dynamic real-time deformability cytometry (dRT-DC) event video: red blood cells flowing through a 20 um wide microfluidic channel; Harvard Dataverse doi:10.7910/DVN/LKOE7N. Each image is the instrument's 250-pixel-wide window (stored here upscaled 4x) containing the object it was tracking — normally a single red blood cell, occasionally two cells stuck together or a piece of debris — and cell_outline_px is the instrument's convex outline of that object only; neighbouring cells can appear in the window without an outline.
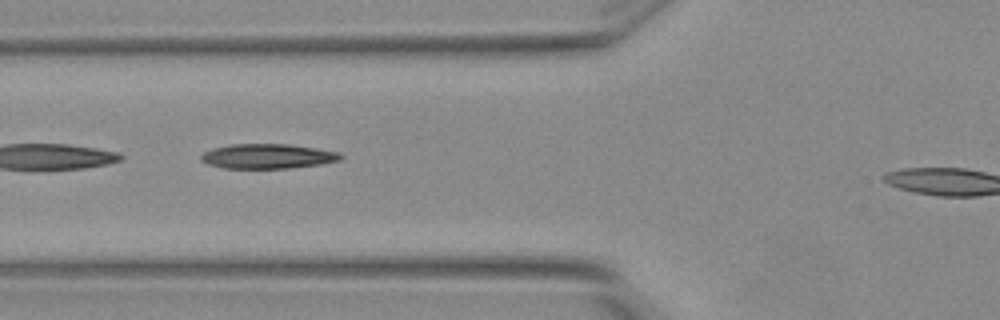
{"species": "Egyptian fruit bat (a non-hibernating species)", "species_latin": "Rousettus aegyptiacus", "temperature_condition": "warm", "stored_images_in_passage": 43, "segment_of_instrument_passage": [2, 2], "camera_frame_rate_fps": 3000, "um_per_image_px": 0.085, "animal": {"sex": "female"}, "frame": {"image": 1, "passage_image": 16, "time_ms": 5.0, "image_size_px": [1000, 320], "cell_outline_px": [[344, 156], [340, 160], [320, 164], [288, 168], [224, 168], [208, 164], [200, 160], [200, 156], [204, 152], [212, 148], [228, 144], [288, 144], [316, 148], [340, 152]], "centroid_in_image_um": [22.74, 13.27], "position_along_channel_um": 103.1, "area_um2": 20.17}}
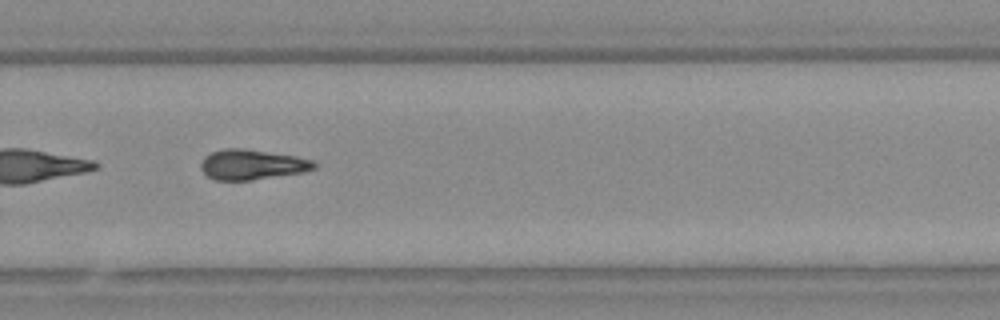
{"frame": {"image": 2, "passage_image": 32, "time_ms": 10.333, "image_size_px": [1000, 320], "cell_outline_px": [[316, 168], [304, 172], [252, 180], [216, 180], [208, 176], [200, 168], [200, 164], [204, 156], [212, 152], [224, 148], [244, 148], [296, 156], [312, 160], [316, 164]], "centroid_in_image_um": [21.41, 13.98], "position_along_channel_um": 308.4, "area_um2": 19.94}}